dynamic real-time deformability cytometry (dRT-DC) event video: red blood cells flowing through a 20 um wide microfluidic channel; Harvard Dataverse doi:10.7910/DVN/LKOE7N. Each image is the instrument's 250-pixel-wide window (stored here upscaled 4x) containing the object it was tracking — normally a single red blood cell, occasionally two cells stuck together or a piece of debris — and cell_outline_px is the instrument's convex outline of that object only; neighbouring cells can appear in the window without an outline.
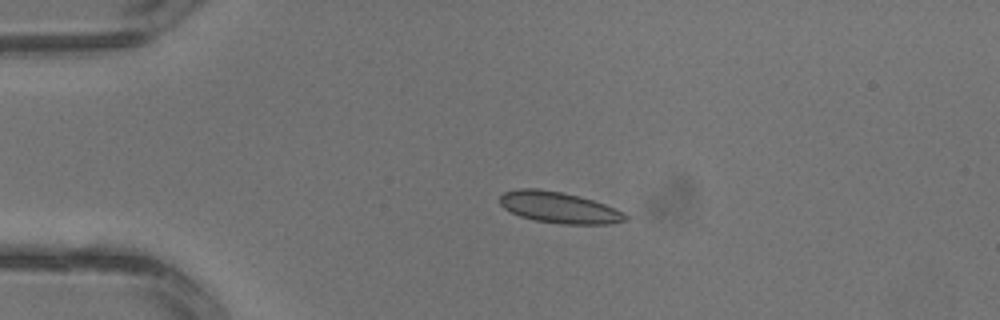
{"species": "common noctule bat (a hibernating species)", "species_latin": "Nyctalus noctula", "temperature_condition": "warm", "stored_images_in_passage": 4, "camera_frame_rate_fps": 3000, "um_per_image_px": 0.085, "animal": {"sex": "male", "body_mass_g": 13.3}, "frame": {"image": 1, "passage_image": 3, "time_ms": 0.667, "image_size_px": [1000, 320], "cell_outline_px": [[628, 220], [612, 224], [564, 224], [536, 220], [520, 216], [504, 208], [500, 204], [500, 196], [504, 192], [516, 188], [536, 188], [560, 192], [580, 196], [604, 204], [624, 212], [628, 216]], "centroid_in_image_um": [47.53, 17.63], "position_along_channel_um": 37.5, "area_um2": 22.77}}